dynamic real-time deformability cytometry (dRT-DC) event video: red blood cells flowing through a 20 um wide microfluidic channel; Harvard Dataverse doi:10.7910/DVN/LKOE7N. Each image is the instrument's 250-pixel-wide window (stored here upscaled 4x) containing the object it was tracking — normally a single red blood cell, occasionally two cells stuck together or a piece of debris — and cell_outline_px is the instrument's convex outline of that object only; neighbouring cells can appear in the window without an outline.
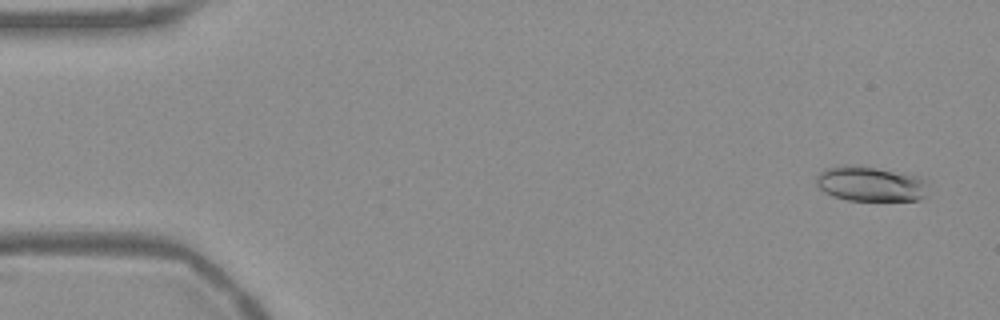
{"species": "Egyptian fruit bat (a non-hibernating species)", "species_latin": "Rousettus aegyptiacus", "temperature_condition": "warm", "stored_images_in_passage": 54, "camera_frame_rate_fps": 3000, "um_per_image_px": 0.085, "frame": {"image": 1, "passage_image": 3, "time_ms": 0.667, "image_size_px": [1000, 320], "cell_outline_px": [[928, 180], [924, 196], [920, 200], [848, 200], [832, 196], [824, 192], [816, 184], [816, 176], [820, 172], [828, 168], [840, 164], [844, 164], [876, 168], [920, 176]], "centroid_in_image_um": [73.98, 15.62], "position_along_channel_um": 11.0, "area_um2": 22.83}}
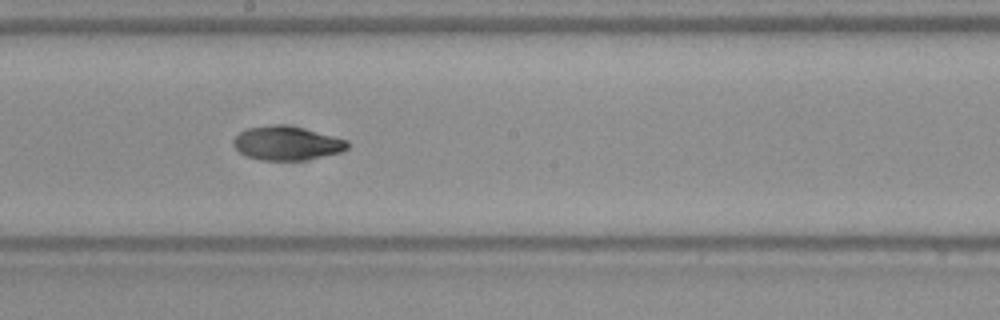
{"frame": {"image": 2, "passage_image": 30, "time_ms": 9.667, "image_size_px": [1000, 320], "cell_outline_px": [[348, 148], [340, 152], [304, 160], [260, 160], [244, 156], [232, 144], [232, 140], [240, 132], [248, 128], [272, 124], [284, 124], [304, 128], [348, 140]], "centroid_in_image_um": [24.35, 12.17], "position_along_channel_um": 223.9, "area_um2": 22.6}}
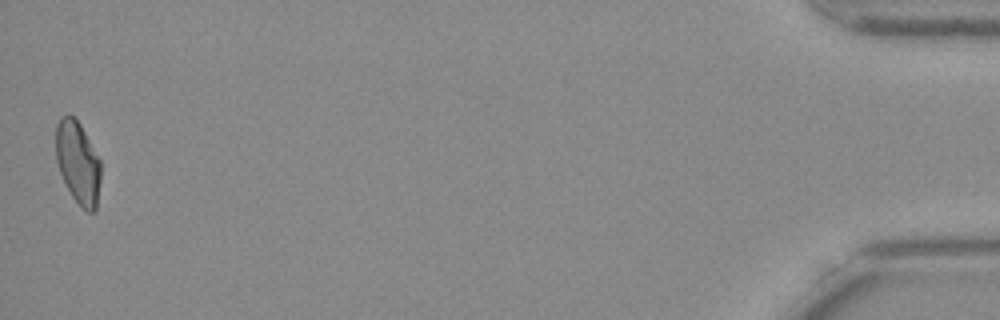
{"frame": {"image": 3, "passage_image": 54, "time_ms": 17.667, "image_size_px": [1000, 320], "cell_outline_px": [[100, 180], [96, 208], [92, 212], [88, 212], [72, 196], [60, 172], [56, 160], [56, 124], [60, 116], [72, 116], [80, 124], [100, 160]], "centroid_in_image_um": [6.61, 13.8], "position_along_channel_um": 428.6, "area_um2": 21.15}, "authors_computed_cell_mechanics": {"area_um2": 21.9929, "velocity_mm_per_s": 3.7569, "shape_relaxation_time_tau1_ms": null, "shape_relaxation_time_tau2_ms": 4.5196, "deformation_change_tau1": null, "deformation_change_tau2": 0.0983}}